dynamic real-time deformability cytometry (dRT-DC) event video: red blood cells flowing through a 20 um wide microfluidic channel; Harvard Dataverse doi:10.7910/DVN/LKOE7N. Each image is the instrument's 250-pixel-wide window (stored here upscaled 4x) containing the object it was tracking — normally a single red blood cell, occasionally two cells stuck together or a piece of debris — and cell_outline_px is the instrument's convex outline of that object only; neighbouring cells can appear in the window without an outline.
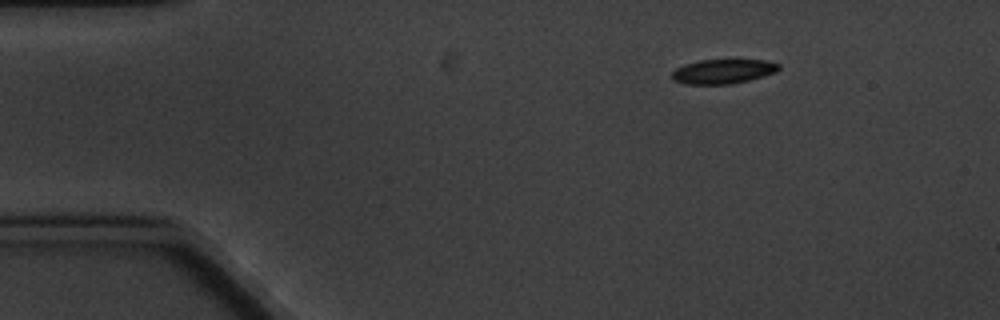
{"species": "common noctule bat (a hibernating species)", "species_latin": "Nyctalus noctula", "temperature_condition": "cold", "stored_images_in_passage": 8, "camera_frame_rate_fps": 3000, "um_per_image_px": 0.085, "animal": {"sex": "male", "body_mass_g": 20.1, "forearm_length_mm": 53.5}, "frame": {"image": 1, "passage_image": 1, "time_ms": 0.0, "image_size_px": [1000, 320], "cell_outline_px": [[780, 68], [776, 72], [748, 80], [732, 84], [684, 84], [672, 80], [672, 72], [676, 68], [684, 64], [700, 60], [764, 60], [780, 64]], "centroid_in_image_um": [61.43, 6.07], "position_along_channel_um": 23.6, "area_um2": 15.2}}
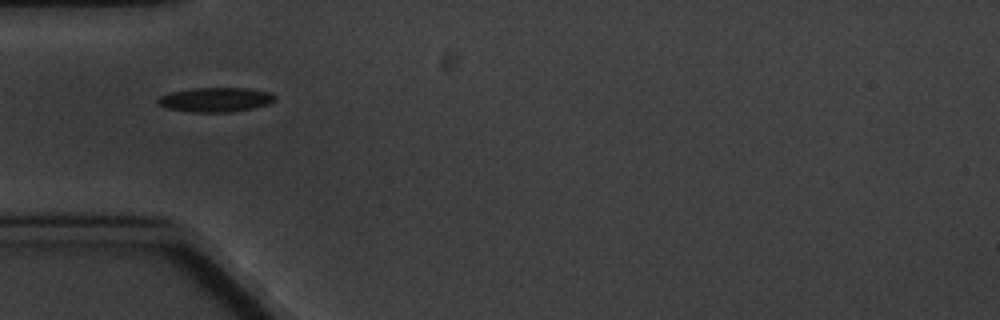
{"frame": {"image": 2, "passage_image": 4, "time_ms": 3.333, "image_size_px": [1000, 320], "cell_outline_px": [[276, 100], [268, 104], [252, 108], [232, 112], [192, 112], [164, 108], [156, 100], [160, 96], [172, 92], [192, 88], [248, 88], [272, 92], [276, 96]], "centroid_in_image_um": [18.35, 8.47], "position_along_channel_um": 66.6, "area_um2": 16.76}}